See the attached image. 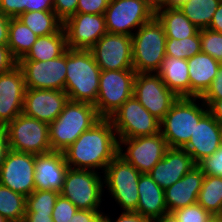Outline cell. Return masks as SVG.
Wrapping results in <instances>:
<instances>
[{"label": "cell", "mask_w": 222, "mask_h": 222, "mask_svg": "<svg viewBox=\"0 0 222 222\" xmlns=\"http://www.w3.org/2000/svg\"><path fill=\"white\" fill-rule=\"evenodd\" d=\"M70 168L104 173L118 155V138L110 119L101 118L63 151Z\"/></svg>", "instance_id": "1"}, {"label": "cell", "mask_w": 222, "mask_h": 222, "mask_svg": "<svg viewBox=\"0 0 222 222\" xmlns=\"http://www.w3.org/2000/svg\"><path fill=\"white\" fill-rule=\"evenodd\" d=\"M66 82L69 100L96 103L101 69L90 50H66Z\"/></svg>", "instance_id": "2"}, {"label": "cell", "mask_w": 222, "mask_h": 222, "mask_svg": "<svg viewBox=\"0 0 222 222\" xmlns=\"http://www.w3.org/2000/svg\"><path fill=\"white\" fill-rule=\"evenodd\" d=\"M100 119L94 104L68 100L60 115L49 124L52 151H65Z\"/></svg>", "instance_id": "3"}, {"label": "cell", "mask_w": 222, "mask_h": 222, "mask_svg": "<svg viewBox=\"0 0 222 222\" xmlns=\"http://www.w3.org/2000/svg\"><path fill=\"white\" fill-rule=\"evenodd\" d=\"M207 112L208 107L201 97H178L160 121V133L168 147L183 148L188 143L197 123Z\"/></svg>", "instance_id": "4"}, {"label": "cell", "mask_w": 222, "mask_h": 222, "mask_svg": "<svg viewBox=\"0 0 222 222\" xmlns=\"http://www.w3.org/2000/svg\"><path fill=\"white\" fill-rule=\"evenodd\" d=\"M132 38L133 68L136 73H157L166 56V34L154 16L139 27Z\"/></svg>", "instance_id": "5"}, {"label": "cell", "mask_w": 222, "mask_h": 222, "mask_svg": "<svg viewBox=\"0 0 222 222\" xmlns=\"http://www.w3.org/2000/svg\"><path fill=\"white\" fill-rule=\"evenodd\" d=\"M135 76L134 69L101 70L98 96L94 104L100 118L109 119L133 96Z\"/></svg>", "instance_id": "6"}, {"label": "cell", "mask_w": 222, "mask_h": 222, "mask_svg": "<svg viewBox=\"0 0 222 222\" xmlns=\"http://www.w3.org/2000/svg\"><path fill=\"white\" fill-rule=\"evenodd\" d=\"M141 173L129 162L117 155L106 167L104 188L111 193L123 211L137 210L139 194L138 180Z\"/></svg>", "instance_id": "7"}, {"label": "cell", "mask_w": 222, "mask_h": 222, "mask_svg": "<svg viewBox=\"0 0 222 222\" xmlns=\"http://www.w3.org/2000/svg\"><path fill=\"white\" fill-rule=\"evenodd\" d=\"M90 170L68 168L60 194L68 198L78 209L100 210L104 179Z\"/></svg>", "instance_id": "8"}, {"label": "cell", "mask_w": 222, "mask_h": 222, "mask_svg": "<svg viewBox=\"0 0 222 222\" xmlns=\"http://www.w3.org/2000/svg\"><path fill=\"white\" fill-rule=\"evenodd\" d=\"M9 149L33 155L52 152L49 124L21 113L6 125Z\"/></svg>", "instance_id": "9"}, {"label": "cell", "mask_w": 222, "mask_h": 222, "mask_svg": "<svg viewBox=\"0 0 222 222\" xmlns=\"http://www.w3.org/2000/svg\"><path fill=\"white\" fill-rule=\"evenodd\" d=\"M154 16L155 8L147 0H110L104 12L107 33L128 36Z\"/></svg>", "instance_id": "10"}, {"label": "cell", "mask_w": 222, "mask_h": 222, "mask_svg": "<svg viewBox=\"0 0 222 222\" xmlns=\"http://www.w3.org/2000/svg\"><path fill=\"white\" fill-rule=\"evenodd\" d=\"M118 139L152 136L160 132V121L133 95L109 118Z\"/></svg>", "instance_id": "11"}, {"label": "cell", "mask_w": 222, "mask_h": 222, "mask_svg": "<svg viewBox=\"0 0 222 222\" xmlns=\"http://www.w3.org/2000/svg\"><path fill=\"white\" fill-rule=\"evenodd\" d=\"M123 147L124 149L127 147L126 150ZM168 148L160 132L152 136L118 139V155L141 174H148L164 157Z\"/></svg>", "instance_id": "12"}, {"label": "cell", "mask_w": 222, "mask_h": 222, "mask_svg": "<svg viewBox=\"0 0 222 222\" xmlns=\"http://www.w3.org/2000/svg\"><path fill=\"white\" fill-rule=\"evenodd\" d=\"M133 95L155 118L161 121L178 96L168 89L158 73H136Z\"/></svg>", "instance_id": "13"}, {"label": "cell", "mask_w": 222, "mask_h": 222, "mask_svg": "<svg viewBox=\"0 0 222 222\" xmlns=\"http://www.w3.org/2000/svg\"><path fill=\"white\" fill-rule=\"evenodd\" d=\"M26 89H49L64 91L66 82V51L48 61L19 60Z\"/></svg>", "instance_id": "14"}, {"label": "cell", "mask_w": 222, "mask_h": 222, "mask_svg": "<svg viewBox=\"0 0 222 222\" xmlns=\"http://www.w3.org/2000/svg\"><path fill=\"white\" fill-rule=\"evenodd\" d=\"M35 155L9 149L0 167V184L28 197L35 190Z\"/></svg>", "instance_id": "15"}, {"label": "cell", "mask_w": 222, "mask_h": 222, "mask_svg": "<svg viewBox=\"0 0 222 222\" xmlns=\"http://www.w3.org/2000/svg\"><path fill=\"white\" fill-rule=\"evenodd\" d=\"M90 51L101 70L134 69L131 36L106 33Z\"/></svg>", "instance_id": "16"}, {"label": "cell", "mask_w": 222, "mask_h": 222, "mask_svg": "<svg viewBox=\"0 0 222 222\" xmlns=\"http://www.w3.org/2000/svg\"><path fill=\"white\" fill-rule=\"evenodd\" d=\"M67 47L90 50L107 33L104 14L76 13L63 22Z\"/></svg>", "instance_id": "17"}, {"label": "cell", "mask_w": 222, "mask_h": 222, "mask_svg": "<svg viewBox=\"0 0 222 222\" xmlns=\"http://www.w3.org/2000/svg\"><path fill=\"white\" fill-rule=\"evenodd\" d=\"M25 92L23 71L18 65L0 73V124L6 126L23 113Z\"/></svg>", "instance_id": "18"}, {"label": "cell", "mask_w": 222, "mask_h": 222, "mask_svg": "<svg viewBox=\"0 0 222 222\" xmlns=\"http://www.w3.org/2000/svg\"><path fill=\"white\" fill-rule=\"evenodd\" d=\"M68 100L65 91L26 89L23 114L50 124L60 115Z\"/></svg>", "instance_id": "19"}, {"label": "cell", "mask_w": 222, "mask_h": 222, "mask_svg": "<svg viewBox=\"0 0 222 222\" xmlns=\"http://www.w3.org/2000/svg\"><path fill=\"white\" fill-rule=\"evenodd\" d=\"M222 145L220 123L207 112L197 123L188 143L183 149L197 164L212 155Z\"/></svg>", "instance_id": "20"}, {"label": "cell", "mask_w": 222, "mask_h": 222, "mask_svg": "<svg viewBox=\"0 0 222 222\" xmlns=\"http://www.w3.org/2000/svg\"><path fill=\"white\" fill-rule=\"evenodd\" d=\"M68 168L63 152L52 151L35 155V190H50L60 193Z\"/></svg>", "instance_id": "21"}, {"label": "cell", "mask_w": 222, "mask_h": 222, "mask_svg": "<svg viewBox=\"0 0 222 222\" xmlns=\"http://www.w3.org/2000/svg\"><path fill=\"white\" fill-rule=\"evenodd\" d=\"M196 163L183 148H168L164 157L148 173L162 188L166 189L187 174Z\"/></svg>", "instance_id": "22"}, {"label": "cell", "mask_w": 222, "mask_h": 222, "mask_svg": "<svg viewBox=\"0 0 222 222\" xmlns=\"http://www.w3.org/2000/svg\"><path fill=\"white\" fill-rule=\"evenodd\" d=\"M205 174L196 165L180 180L167 187L165 202L168 212L197 203L199 191L201 190Z\"/></svg>", "instance_id": "23"}, {"label": "cell", "mask_w": 222, "mask_h": 222, "mask_svg": "<svg viewBox=\"0 0 222 222\" xmlns=\"http://www.w3.org/2000/svg\"><path fill=\"white\" fill-rule=\"evenodd\" d=\"M139 200L137 210L143 217L153 222L162 214L168 213L165 192L149 174H141L138 180Z\"/></svg>", "instance_id": "24"}, {"label": "cell", "mask_w": 222, "mask_h": 222, "mask_svg": "<svg viewBox=\"0 0 222 222\" xmlns=\"http://www.w3.org/2000/svg\"><path fill=\"white\" fill-rule=\"evenodd\" d=\"M190 78V97H202L214 80L221 62L200 52L187 59Z\"/></svg>", "instance_id": "25"}, {"label": "cell", "mask_w": 222, "mask_h": 222, "mask_svg": "<svg viewBox=\"0 0 222 222\" xmlns=\"http://www.w3.org/2000/svg\"><path fill=\"white\" fill-rule=\"evenodd\" d=\"M157 73L168 89L178 97H190V78L186 59L166 55Z\"/></svg>", "instance_id": "26"}, {"label": "cell", "mask_w": 222, "mask_h": 222, "mask_svg": "<svg viewBox=\"0 0 222 222\" xmlns=\"http://www.w3.org/2000/svg\"><path fill=\"white\" fill-rule=\"evenodd\" d=\"M155 17L162 24L167 38L185 39L194 36L200 30L179 8L157 7Z\"/></svg>", "instance_id": "27"}, {"label": "cell", "mask_w": 222, "mask_h": 222, "mask_svg": "<svg viewBox=\"0 0 222 222\" xmlns=\"http://www.w3.org/2000/svg\"><path fill=\"white\" fill-rule=\"evenodd\" d=\"M67 49L66 34L62 28L54 34L38 36L31 49L20 60L48 61L61 56Z\"/></svg>", "instance_id": "28"}, {"label": "cell", "mask_w": 222, "mask_h": 222, "mask_svg": "<svg viewBox=\"0 0 222 222\" xmlns=\"http://www.w3.org/2000/svg\"><path fill=\"white\" fill-rule=\"evenodd\" d=\"M37 38L38 35L32 32L20 19L10 18L7 46L17 61L28 53Z\"/></svg>", "instance_id": "29"}, {"label": "cell", "mask_w": 222, "mask_h": 222, "mask_svg": "<svg viewBox=\"0 0 222 222\" xmlns=\"http://www.w3.org/2000/svg\"><path fill=\"white\" fill-rule=\"evenodd\" d=\"M18 19L38 36L54 34L63 28V21L54 11L24 12Z\"/></svg>", "instance_id": "30"}, {"label": "cell", "mask_w": 222, "mask_h": 222, "mask_svg": "<svg viewBox=\"0 0 222 222\" xmlns=\"http://www.w3.org/2000/svg\"><path fill=\"white\" fill-rule=\"evenodd\" d=\"M221 0H188L178 7L199 29L208 28Z\"/></svg>", "instance_id": "31"}, {"label": "cell", "mask_w": 222, "mask_h": 222, "mask_svg": "<svg viewBox=\"0 0 222 222\" xmlns=\"http://www.w3.org/2000/svg\"><path fill=\"white\" fill-rule=\"evenodd\" d=\"M197 203L211 215L222 212V177L205 175Z\"/></svg>", "instance_id": "32"}, {"label": "cell", "mask_w": 222, "mask_h": 222, "mask_svg": "<svg viewBox=\"0 0 222 222\" xmlns=\"http://www.w3.org/2000/svg\"><path fill=\"white\" fill-rule=\"evenodd\" d=\"M26 197L0 184V215L10 222H23Z\"/></svg>", "instance_id": "33"}, {"label": "cell", "mask_w": 222, "mask_h": 222, "mask_svg": "<svg viewBox=\"0 0 222 222\" xmlns=\"http://www.w3.org/2000/svg\"><path fill=\"white\" fill-rule=\"evenodd\" d=\"M167 56L176 57L178 59H188L201 52L200 30L191 37L185 39L167 38L165 45Z\"/></svg>", "instance_id": "34"}, {"label": "cell", "mask_w": 222, "mask_h": 222, "mask_svg": "<svg viewBox=\"0 0 222 222\" xmlns=\"http://www.w3.org/2000/svg\"><path fill=\"white\" fill-rule=\"evenodd\" d=\"M59 194L50 190H34L26 197L25 214H52Z\"/></svg>", "instance_id": "35"}, {"label": "cell", "mask_w": 222, "mask_h": 222, "mask_svg": "<svg viewBox=\"0 0 222 222\" xmlns=\"http://www.w3.org/2000/svg\"><path fill=\"white\" fill-rule=\"evenodd\" d=\"M201 52L222 63V33L209 28L200 29Z\"/></svg>", "instance_id": "36"}, {"label": "cell", "mask_w": 222, "mask_h": 222, "mask_svg": "<svg viewBox=\"0 0 222 222\" xmlns=\"http://www.w3.org/2000/svg\"><path fill=\"white\" fill-rule=\"evenodd\" d=\"M179 222H207L211 214L198 203L172 212Z\"/></svg>", "instance_id": "37"}, {"label": "cell", "mask_w": 222, "mask_h": 222, "mask_svg": "<svg viewBox=\"0 0 222 222\" xmlns=\"http://www.w3.org/2000/svg\"><path fill=\"white\" fill-rule=\"evenodd\" d=\"M77 211L78 208L68 198L59 194L52 211L53 222H68Z\"/></svg>", "instance_id": "38"}, {"label": "cell", "mask_w": 222, "mask_h": 222, "mask_svg": "<svg viewBox=\"0 0 222 222\" xmlns=\"http://www.w3.org/2000/svg\"><path fill=\"white\" fill-rule=\"evenodd\" d=\"M205 175L222 177V145L196 164Z\"/></svg>", "instance_id": "39"}, {"label": "cell", "mask_w": 222, "mask_h": 222, "mask_svg": "<svg viewBox=\"0 0 222 222\" xmlns=\"http://www.w3.org/2000/svg\"><path fill=\"white\" fill-rule=\"evenodd\" d=\"M30 0H0V11L10 17L18 18L22 13L29 12Z\"/></svg>", "instance_id": "40"}, {"label": "cell", "mask_w": 222, "mask_h": 222, "mask_svg": "<svg viewBox=\"0 0 222 222\" xmlns=\"http://www.w3.org/2000/svg\"><path fill=\"white\" fill-rule=\"evenodd\" d=\"M110 0H78L76 13L104 14Z\"/></svg>", "instance_id": "41"}, {"label": "cell", "mask_w": 222, "mask_h": 222, "mask_svg": "<svg viewBox=\"0 0 222 222\" xmlns=\"http://www.w3.org/2000/svg\"><path fill=\"white\" fill-rule=\"evenodd\" d=\"M55 14L64 22L76 14L78 0H53Z\"/></svg>", "instance_id": "42"}, {"label": "cell", "mask_w": 222, "mask_h": 222, "mask_svg": "<svg viewBox=\"0 0 222 222\" xmlns=\"http://www.w3.org/2000/svg\"><path fill=\"white\" fill-rule=\"evenodd\" d=\"M202 100H218L222 99V64L212 81L211 86L206 93L201 97Z\"/></svg>", "instance_id": "43"}, {"label": "cell", "mask_w": 222, "mask_h": 222, "mask_svg": "<svg viewBox=\"0 0 222 222\" xmlns=\"http://www.w3.org/2000/svg\"><path fill=\"white\" fill-rule=\"evenodd\" d=\"M18 65L7 45H0V73L8 72Z\"/></svg>", "instance_id": "44"}, {"label": "cell", "mask_w": 222, "mask_h": 222, "mask_svg": "<svg viewBox=\"0 0 222 222\" xmlns=\"http://www.w3.org/2000/svg\"><path fill=\"white\" fill-rule=\"evenodd\" d=\"M103 213L101 210L78 209L68 222H96Z\"/></svg>", "instance_id": "45"}, {"label": "cell", "mask_w": 222, "mask_h": 222, "mask_svg": "<svg viewBox=\"0 0 222 222\" xmlns=\"http://www.w3.org/2000/svg\"><path fill=\"white\" fill-rule=\"evenodd\" d=\"M103 215L108 219L109 222H151L149 219L143 217L141 214L135 211H122L116 221L111 219V216L108 214L106 215V213H103Z\"/></svg>", "instance_id": "46"}, {"label": "cell", "mask_w": 222, "mask_h": 222, "mask_svg": "<svg viewBox=\"0 0 222 222\" xmlns=\"http://www.w3.org/2000/svg\"><path fill=\"white\" fill-rule=\"evenodd\" d=\"M208 107V112L222 124V99L218 100H202Z\"/></svg>", "instance_id": "47"}, {"label": "cell", "mask_w": 222, "mask_h": 222, "mask_svg": "<svg viewBox=\"0 0 222 222\" xmlns=\"http://www.w3.org/2000/svg\"><path fill=\"white\" fill-rule=\"evenodd\" d=\"M9 150L8 135L5 125L0 124V167L4 162L7 151Z\"/></svg>", "instance_id": "48"}, {"label": "cell", "mask_w": 222, "mask_h": 222, "mask_svg": "<svg viewBox=\"0 0 222 222\" xmlns=\"http://www.w3.org/2000/svg\"><path fill=\"white\" fill-rule=\"evenodd\" d=\"M10 17L0 11V45H7Z\"/></svg>", "instance_id": "49"}, {"label": "cell", "mask_w": 222, "mask_h": 222, "mask_svg": "<svg viewBox=\"0 0 222 222\" xmlns=\"http://www.w3.org/2000/svg\"><path fill=\"white\" fill-rule=\"evenodd\" d=\"M31 11H54L53 0H30L29 12Z\"/></svg>", "instance_id": "50"}, {"label": "cell", "mask_w": 222, "mask_h": 222, "mask_svg": "<svg viewBox=\"0 0 222 222\" xmlns=\"http://www.w3.org/2000/svg\"><path fill=\"white\" fill-rule=\"evenodd\" d=\"M208 28L213 31L222 33V0L219 3L216 12L213 15L212 21Z\"/></svg>", "instance_id": "51"}, {"label": "cell", "mask_w": 222, "mask_h": 222, "mask_svg": "<svg viewBox=\"0 0 222 222\" xmlns=\"http://www.w3.org/2000/svg\"><path fill=\"white\" fill-rule=\"evenodd\" d=\"M23 222H53L52 214H25Z\"/></svg>", "instance_id": "52"}, {"label": "cell", "mask_w": 222, "mask_h": 222, "mask_svg": "<svg viewBox=\"0 0 222 222\" xmlns=\"http://www.w3.org/2000/svg\"><path fill=\"white\" fill-rule=\"evenodd\" d=\"M153 222H179L175 215L171 212L162 214L159 218L155 219Z\"/></svg>", "instance_id": "53"}, {"label": "cell", "mask_w": 222, "mask_h": 222, "mask_svg": "<svg viewBox=\"0 0 222 222\" xmlns=\"http://www.w3.org/2000/svg\"><path fill=\"white\" fill-rule=\"evenodd\" d=\"M188 0H166L160 7L178 8Z\"/></svg>", "instance_id": "54"}, {"label": "cell", "mask_w": 222, "mask_h": 222, "mask_svg": "<svg viewBox=\"0 0 222 222\" xmlns=\"http://www.w3.org/2000/svg\"><path fill=\"white\" fill-rule=\"evenodd\" d=\"M155 9L160 7L166 0H147Z\"/></svg>", "instance_id": "55"}, {"label": "cell", "mask_w": 222, "mask_h": 222, "mask_svg": "<svg viewBox=\"0 0 222 222\" xmlns=\"http://www.w3.org/2000/svg\"><path fill=\"white\" fill-rule=\"evenodd\" d=\"M207 222H222V217L220 215H211Z\"/></svg>", "instance_id": "56"}, {"label": "cell", "mask_w": 222, "mask_h": 222, "mask_svg": "<svg viewBox=\"0 0 222 222\" xmlns=\"http://www.w3.org/2000/svg\"><path fill=\"white\" fill-rule=\"evenodd\" d=\"M96 222H109L108 219L102 214Z\"/></svg>", "instance_id": "57"}, {"label": "cell", "mask_w": 222, "mask_h": 222, "mask_svg": "<svg viewBox=\"0 0 222 222\" xmlns=\"http://www.w3.org/2000/svg\"><path fill=\"white\" fill-rule=\"evenodd\" d=\"M0 222H10L6 218L0 215Z\"/></svg>", "instance_id": "58"}]
</instances>
